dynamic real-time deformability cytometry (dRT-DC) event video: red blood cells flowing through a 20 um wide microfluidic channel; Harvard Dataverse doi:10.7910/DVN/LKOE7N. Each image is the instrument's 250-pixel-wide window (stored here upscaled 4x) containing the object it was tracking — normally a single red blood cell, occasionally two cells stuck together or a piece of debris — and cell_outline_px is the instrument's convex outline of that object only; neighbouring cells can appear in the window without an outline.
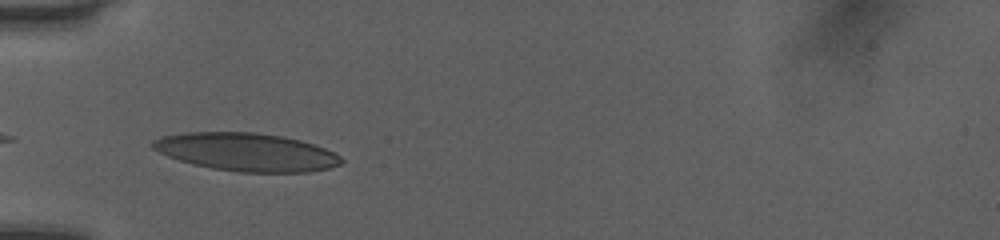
{"species": "human", "species_latin": "Homo sapiens", "temperature_condition": "room temperature", "stored_images_in_passage": 32, "camera_frame_rate_fps": 3000, "um_per_image_px": 0.085, "donor": {"sex": "female"}, "frame": {"image": 1, "passage_image": 1, "time_ms": 0.0, "image_size_px": [1000, 240], "cell_outline_px": [[344, 160], [340, 164], [328, 168], [308, 172], [240, 172], [212, 168], [180, 160], [168, 156], [152, 148], [148, 144], [152, 140], [160, 136], [188, 132], [252, 132], [280, 136], [300, 140], [324, 148], [340, 156]], "centroid_in_image_um": [20.91, 12.92], "position_along_channel_um": 64.1, "area_um2": 41.56}}
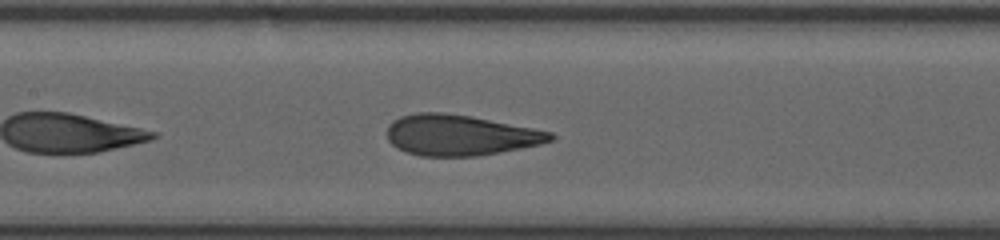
{"frame": {"image": 2, "passage_image": 9, "time_ms": 2.667, "image_size_px": [1000, 240], "cell_outline_px": [[556, 136], [552, 140], [540, 144], [480, 156], [420, 156], [396, 148], [388, 140], [388, 124], [392, 120], [400, 116], [416, 112], [444, 112], [468, 116], [532, 128], [552, 132]], "centroid_in_image_um": [39.07, 11.49], "position_along_channel_um": 168.3, "area_um2": 38.61}}
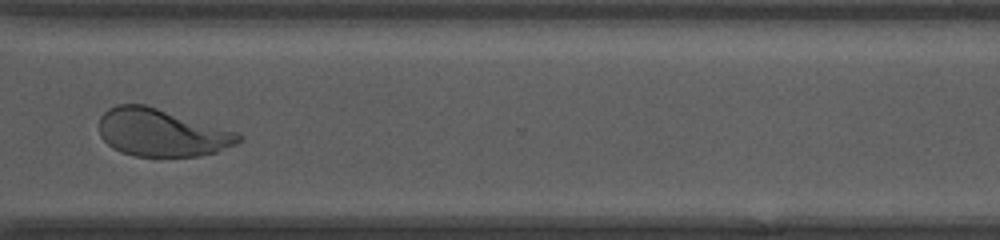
{"frame": {"image": 3, "passage_image": 23, "time_ms": 7.333, "image_size_px": [1000, 240], "cell_outline_px": [[244, 140], [236, 144], [216, 152], [200, 156], [136, 156], [120, 152], [112, 148], [100, 136], [100, 116], [108, 108], [120, 104], [144, 104], [236, 132], [244, 136]], "centroid_in_image_um": [13.73, 11.28], "position_along_channel_um": 356.9, "area_um2": 38.44}, "authors_computed_cell_mechanics": {"area_um2": 38.6971, "velocity_mm_per_s": 4.0549, "shape_relaxation_time_tau1_ms": 5.4611, "shape_relaxation_time_tau2_ms": null, "deformation_change_tau1": 0.2232, "deformation_change_tau2": null}}